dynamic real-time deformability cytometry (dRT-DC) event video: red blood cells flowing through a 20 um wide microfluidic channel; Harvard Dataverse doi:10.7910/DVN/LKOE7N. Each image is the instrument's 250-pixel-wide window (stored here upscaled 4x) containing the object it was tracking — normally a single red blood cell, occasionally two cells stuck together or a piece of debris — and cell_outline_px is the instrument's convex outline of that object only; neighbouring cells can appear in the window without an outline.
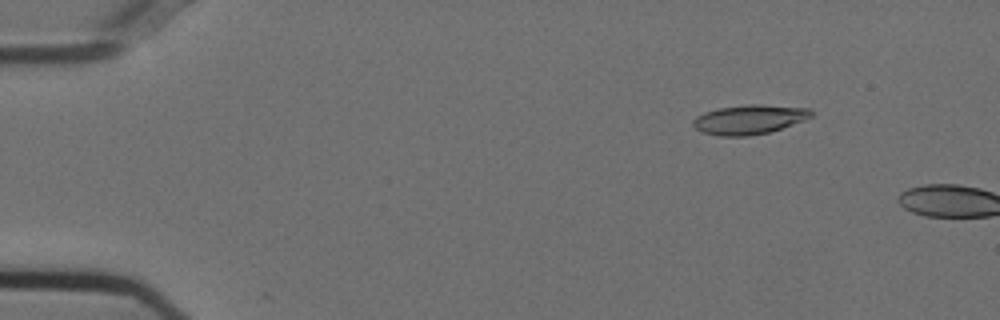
{"species": "Egyptian fruit bat (a non-hibernating species)", "species_latin": "Rousettus aegyptiacus", "temperature_condition": "cold", "stored_images_in_passage": 9, "camera_frame_rate_fps": 3000, "um_per_image_px": 0.085, "animal": {"sex": "female"}, "frame": {"image": 1, "passage_image": 7, "time_ms": 2.0, "image_size_px": [1000, 320], "cell_outline_px": [[812, 116], [804, 120], [768, 132], [748, 136], [720, 136], [704, 132], [696, 128], [692, 124], [692, 120], [696, 116], [704, 112], [716, 108], [748, 104], [760, 104], [808, 108], [812, 112]], "centroid_in_image_um": [63.65, 10.14], "position_along_channel_um": 21.4, "area_um2": 20.11}}